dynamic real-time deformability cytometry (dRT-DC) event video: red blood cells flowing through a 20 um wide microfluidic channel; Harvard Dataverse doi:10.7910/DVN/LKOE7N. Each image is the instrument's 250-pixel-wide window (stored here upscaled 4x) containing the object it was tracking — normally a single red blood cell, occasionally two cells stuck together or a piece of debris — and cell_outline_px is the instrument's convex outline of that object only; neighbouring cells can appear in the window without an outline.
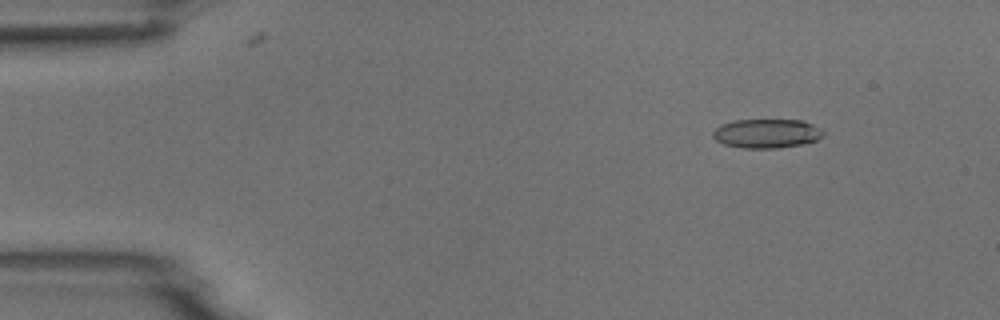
{"species": "common noctule bat (a hibernating species)", "species_latin": "Nyctalus noctula", "temperature_condition": "room temperature", "stored_images_in_passage": 6, "camera_frame_rate_fps": 3000, "um_per_image_px": 0.085, "animal": {"sex": "male", "body_mass_g": 18.8}, "frame": {"image": 1, "passage_image": 2, "time_ms": 2.0, "image_size_px": [1000, 320], "cell_outline_px": [[824, 132], [816, 140], [804, 144], [776, 148], [740, 148], [724, 144], [716, 140], [712, 136], [712, 132], [720, 124], [736, 120], [804, 120], [820, 128]], "centroid_in_image_um": [65.14, 11.34], "position_along_channel_um": 19.9, "area_um2": 18.73}}
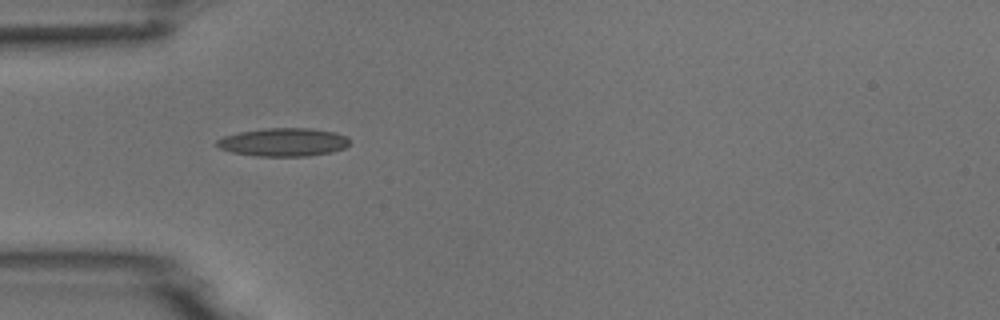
{"frame": {"image": 2, "passage_image": 5, "time_ms": 5.333, "image_size_px": [1000, 320], "cell_outline_px": [[348, 144], [344, 148], [332, 152], [308, 156], [256, 156], [232, 152], [220, 148], [216, 144], [216, 140], [224, 136], [240, 132], [268, 128], [308, 128], [336, 132], [348, 136]], "centroid_in_image_um": [24.11, 12.08], "position_along_channel_um": 60.9, "area_um2": 21.79}}